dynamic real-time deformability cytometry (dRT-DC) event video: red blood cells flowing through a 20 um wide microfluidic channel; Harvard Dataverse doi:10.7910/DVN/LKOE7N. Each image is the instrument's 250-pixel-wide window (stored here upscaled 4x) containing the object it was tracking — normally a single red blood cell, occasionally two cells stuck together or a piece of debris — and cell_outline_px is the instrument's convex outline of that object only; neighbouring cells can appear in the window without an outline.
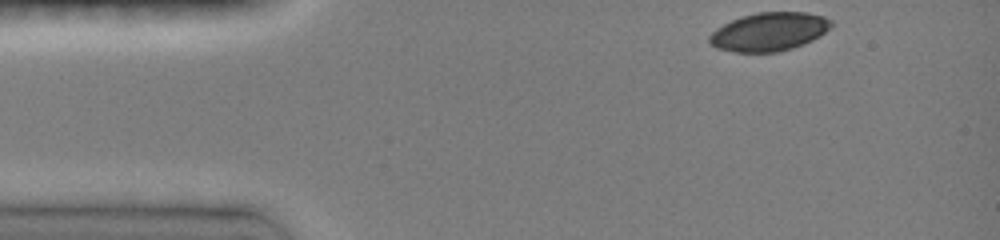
{"species": "common noctule bat (a hibernating species)", "species_latin": "Nyctalus noctula", "temperature_condition": "room temperature", "stored_images_in_passage": 16, "camera_frame_rate_fps": 3000, "um_per_image_px": 0.085, "animal": {"sex": "female", "body_mass_g": 19.0, "forearm_length_mm": 51.5}, "frame": {"image": 1, "passage_image": 1, "time_ms": 0.0, "image_size_px": [1000, 240], "cell_outline_px": [[832, 24], [824, 32], [812, 40], [792, 48], [780, 52], [736, 52], [716, 48], [708, 40], [708, 36], [716, 28], [732, 20], [756, 12], [808, 12], [824, 16], [832, 20]], "centroid_in_image_um": [65.36, 2.69], "position_along_channel_um": 19.6, "area_um2": 27.17}}